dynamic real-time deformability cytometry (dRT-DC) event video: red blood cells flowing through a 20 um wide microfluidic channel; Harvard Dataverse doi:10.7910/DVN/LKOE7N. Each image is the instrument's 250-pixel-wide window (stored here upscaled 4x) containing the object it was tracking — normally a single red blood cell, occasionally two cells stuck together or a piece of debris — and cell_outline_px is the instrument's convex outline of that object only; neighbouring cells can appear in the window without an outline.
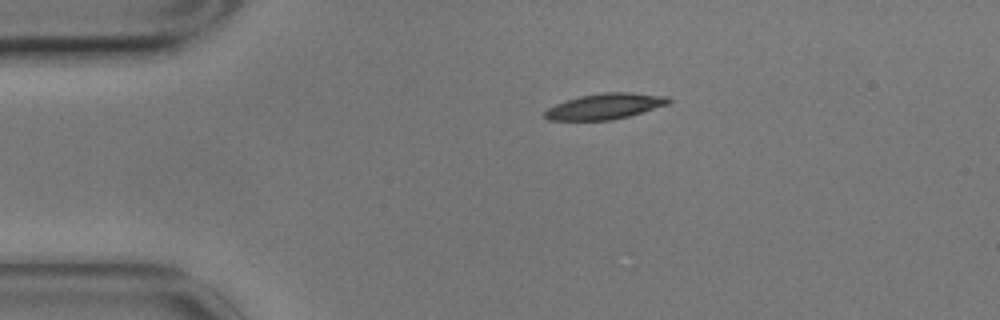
{"species": "common noctule bat (a hibernating species)", "species_latin": "Nyctalus noctula", "temperature_condition": "cold", "stored_images_in_passage": 2, "camera_frame_rate_fps": 3000, "um_per_image_px": 0.085, "animal": {"sex": "male", "body_mass_g": 17.9}, "frame": {"image": 1, "passage_image": 1, "time_ms": 0.0, "image_size_px": [1000, 320], "cell_outline_px": [[672, 100], [668, 104], [628, 116], [612, 120], [548, 120], [544, 116], [544, 112], [548, 108], [556, 104], [580, 96], [604, 92], [628, 92], [668, 96]], "centroid_in_image_um": [51.43, 9.03], "position_along_channel_um": 33.6, "area_um2": 18.38}}